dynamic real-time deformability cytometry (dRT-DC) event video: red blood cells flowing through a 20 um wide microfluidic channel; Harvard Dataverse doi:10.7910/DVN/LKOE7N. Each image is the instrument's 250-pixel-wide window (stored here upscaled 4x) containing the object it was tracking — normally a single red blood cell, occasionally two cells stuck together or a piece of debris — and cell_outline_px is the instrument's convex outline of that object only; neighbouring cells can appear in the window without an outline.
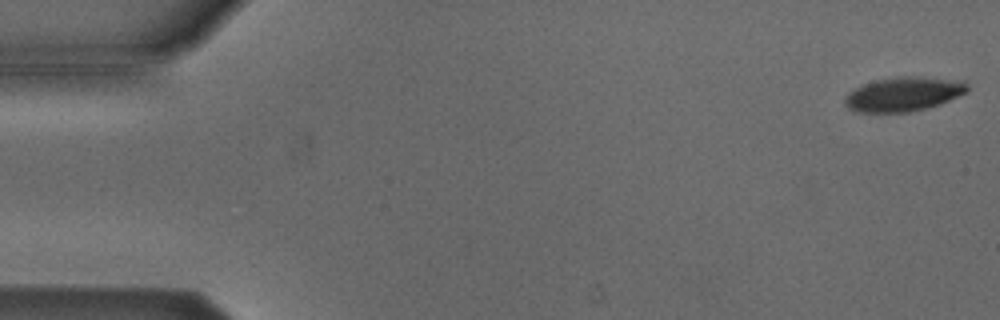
{"species": "Egyptian fruit bat (a non-hibernating species)", "species_latin": "Rousettus aegyptiacus", "temperature_condition": "cold", "stored_images_in_passage": 53, "camera_frame_rate_fps": 3000, "um_per_image_px": 0.085, "animal": {"sex": "male"}, "frame": {"image": 1, "passage_image": 1, "time_ms": 0.0, "image_size_px": [1000, 320], "cell_outline_px": [[968, 92], [940, 104], [928, 108], [908, 112], [856, 112], [848, 108], [844, 104], [844, 96], [848, 92], [864, 84], [876, 80], [900, 76], [912, 76], [964, 80], [968, 84]], "centroid_in_image_um": [76.81, 8.0], "position_along_channel_um": 8.2, "area_um2": 24.62}}
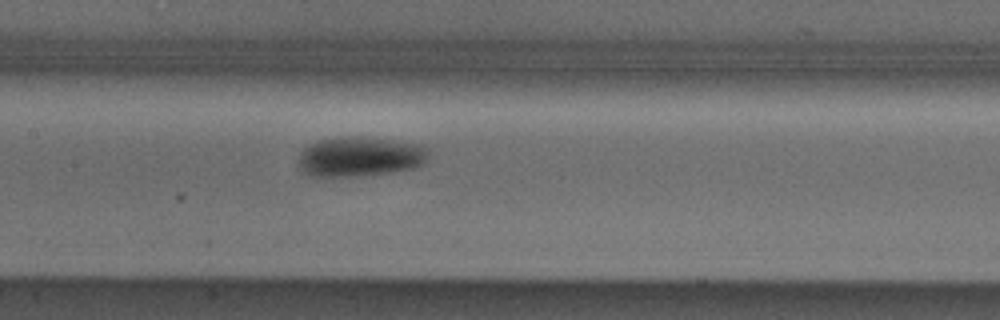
{"frame": {"image": 2, "passage_image": 25, "time_ms": 8.0, "image_size_px": [1000, 320], "cell_outline_px": [[428, 156], [424, 164], [416, 168], [392, 172], [352, 176], [312, 176], [304, 172], [300, 168], [296, 160], [300, 152], [308, 144], [316, 140], [336, 136], [360, 136], [420, 144], [428, 152]], "centroid_in_image_um": [30.54, 13.3], "position_along_channel_um": 176.9, "area_um2": 30.52}}
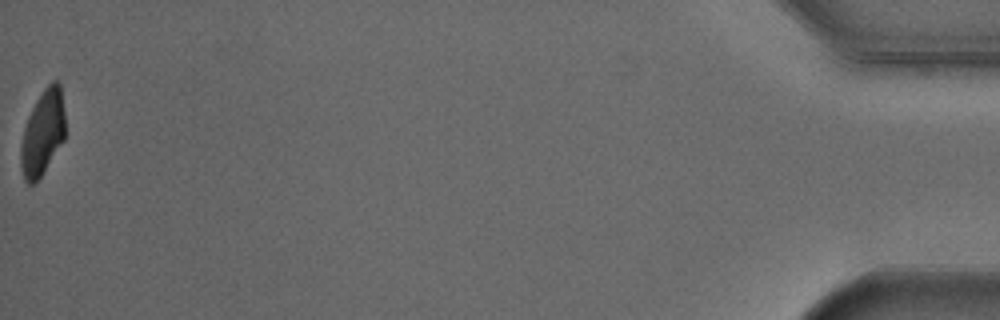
{"frame": {"image": 3, "passage_image": 53, "time_ms": 17.333, "image_size_px": [1000, 320], "cell_outline_px": [[64, 140], [40, 176], [32, 184], [28, 184], [24, 180], [20, 164], [20, 148], [24, 128], [28, 116], [36, 100], [44, 88], [52, 80], [56, 80], [60, 84], [64, 112]], "centroid_in_image_um": [3.61, 11.27], "position_along_channel_um": 431.6, "area_um2": 21.79}, "authors_computed_cell_mechanics": {"area_um2": 26.7614, "velocity_mm_per_s": 3.8602, "shape_relaxation_time_tau1_ms": 3.5891, "shape_relaxation_time_tau2_ms": 4.892, "deformation_change_tau1": 0.1249, "deformation_change_tau2": 0.074}}